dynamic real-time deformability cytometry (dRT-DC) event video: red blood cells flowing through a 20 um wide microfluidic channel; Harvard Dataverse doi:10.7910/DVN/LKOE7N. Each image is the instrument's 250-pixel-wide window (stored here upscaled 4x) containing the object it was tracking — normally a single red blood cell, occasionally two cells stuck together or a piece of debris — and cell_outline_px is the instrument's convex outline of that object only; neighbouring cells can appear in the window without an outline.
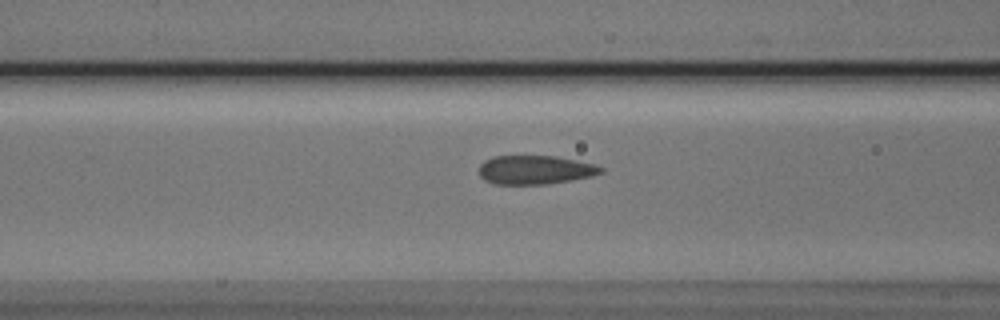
{"species": "Egyptian fruit bat (a non-hibernating species)", "species_latin": "Rousettus aegyptiacus", "temperature_condition": "cold", "stored_images_in_passage": 34, "camera_frame_rate_fps": 3000, "um_per_image_px": 0.085, "animal": {"sex": "male"}, "frame": {"image": 1, "passage_image": 13, "time_ms": 4.0, "image_size_px": [1000, 320], "cell_outline_px": [[604, 172], [592, 176], [572, 180], [544, 184], [496, 184], [484, 180], [480, 176], [480, 164], [484, 160], [492, 156], [556, 156], [576, 160], [592, 164], [604, 168]], "centroid_in_image_um": [45.48, 14.43], "position_along_channel_um": 121.1, "area_um2": 20.46}}
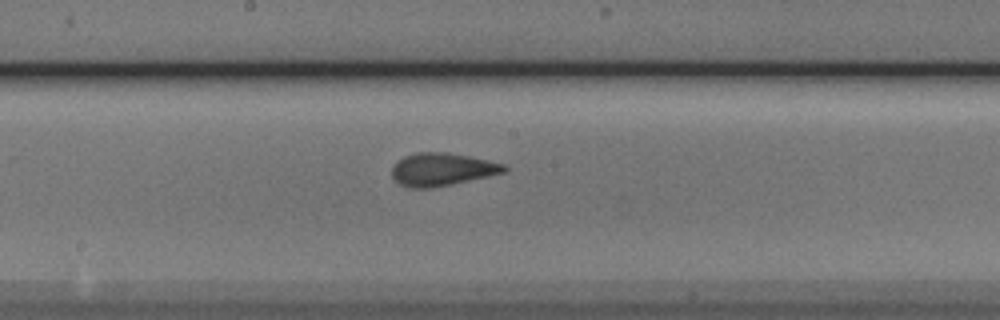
{"frame": {"image": 2, "passage_image": 20, "time_ms": 6.333, "image_size_px": [1000, 320], "cell_outline_px": [[508, 172], [452, 184], [432, 188], [412, 188], [400, 184], [392, 176], [392, 168], [404, 156], [416, 152], [444, 152], [468, 156], [488, 160], [504, 164], [508, 168]], "centroid_in_image_um": [37.61, 14.4], "position_along_channel_um": 210.6, "area_um2": 21.39}}
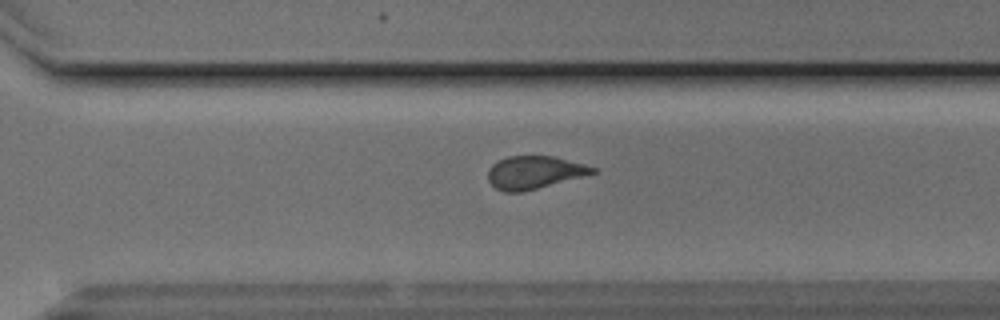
{"frame": {"image": 3, "passage_image": 29, "time_ms": 9.333, "image_size_px": [1000, 320], "cell_outline_px": [[596, 172], [524, 192], [504, 192], [496, 188], [488, 180], [488, 168], [496, 160], [508, 156], [552, 156], [584, 164], [596, 168]], "centroid_in_image_um": [45.35, 14.65], "position_along_channel_um": 325.2, "area_um2": 19.88}}